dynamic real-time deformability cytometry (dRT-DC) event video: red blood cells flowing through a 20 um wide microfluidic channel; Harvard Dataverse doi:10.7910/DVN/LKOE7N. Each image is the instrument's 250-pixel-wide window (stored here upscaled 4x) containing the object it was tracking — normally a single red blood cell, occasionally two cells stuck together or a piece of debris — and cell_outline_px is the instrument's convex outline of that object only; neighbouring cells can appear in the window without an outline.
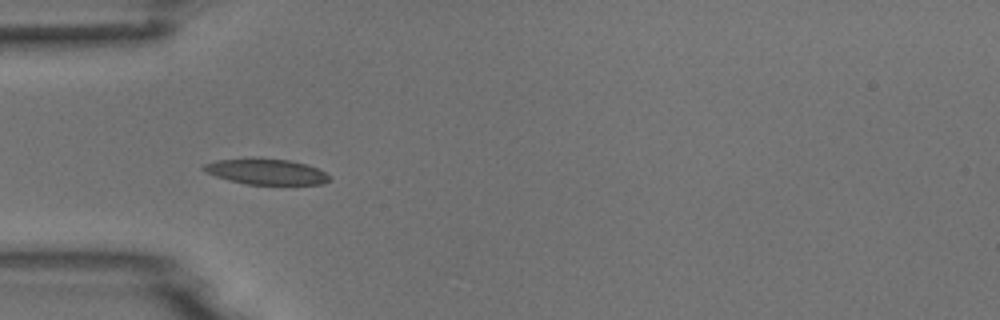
{"species": "common noctule bat (a hibernating species)", "species_latin": "Nyctalus noctula", "temperature_condition": "room temperature", "stored_images_in_passage": 8, "camera_frame_rate_fps": 3000, "um_per_image_px": 0.085, "animal": {"sex": "male", "body_mass_g": 18.8}, "frame": {"image": 1, "passage_image": 5, "time_ms": 5.333, "image_size_px": [1000, 320], "cell_outline_px": [[332, 180], [324, 184], [248, 184], [228, 180], [216, 176], [200, 168], [204, 164], [216, 160], [252, 156], [260, 156], [288, 160], [308, 164], [324, 172]], "centroid_in_image_um": [22.6, 14.55], "position_along_channel_um": 62.4, "area_um2": 19.25}}